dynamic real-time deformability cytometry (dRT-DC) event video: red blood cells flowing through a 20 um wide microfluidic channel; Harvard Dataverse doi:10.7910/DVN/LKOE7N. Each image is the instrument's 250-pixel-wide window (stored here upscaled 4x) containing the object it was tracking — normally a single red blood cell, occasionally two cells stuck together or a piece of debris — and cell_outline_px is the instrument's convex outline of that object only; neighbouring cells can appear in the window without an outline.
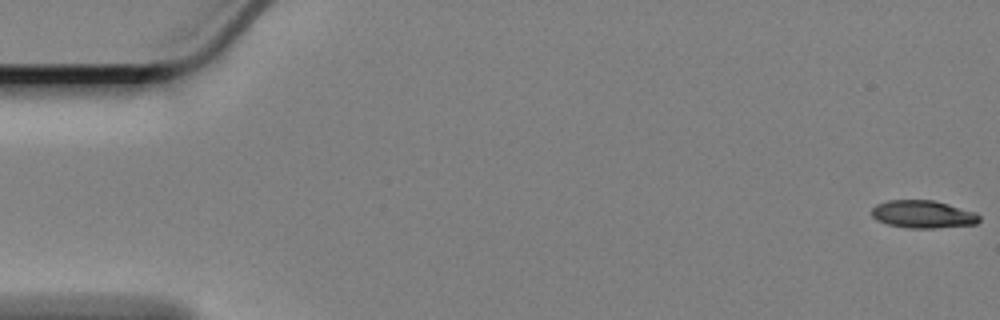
{"species": "Egyptian fruit bat (a non-hibernating species)", "species_latin": "Rousettus aegyptiacus", "temperature_condition": "cold", "stored_images_in_passage": 60, "camera_frame_rate_fps": 3000, "um_per_image_px": 0.085, "animal": {"sex": "female"}, "frame": {"image": 1, "passage_image": 1, "time_ms": 0.0, "image_size_px": [1000, 320], "cell_outline_px": [[980, 220], [976, 224], [932, 228], [908, 228], [888, 224], [876, 220], [872, 216], [872, 208], [876, 204], [888, 200], [932, 200], [948, 204], [976, 212], [980, 216]], "centroid_in_image_um": [78.44, 18.21], "position_along_channel_um": 6.6, "area_um2": 17.34}}
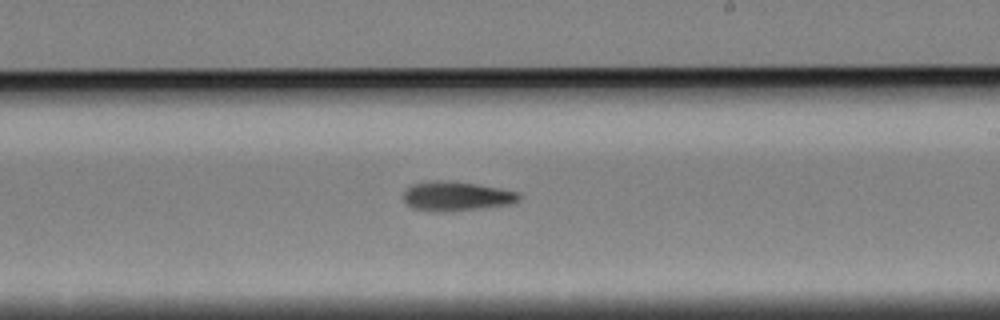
{"frame": {"image": 2, "passage_image": 35, "time_ms": 11.333, "image_size_px": [1000, 320], "cell_outline_px": [[520, 200], [508, 204], [476, 208], [412, 208], [404, 200], [404, 192], [412, 184], [432, 180], [444, 180], [476, 184], [500, 188], [520, 192]], "centroid_in_image_um": [38.84, 16.6], "position_along_channel_um": 250.2, "area_um2": 18.55}}
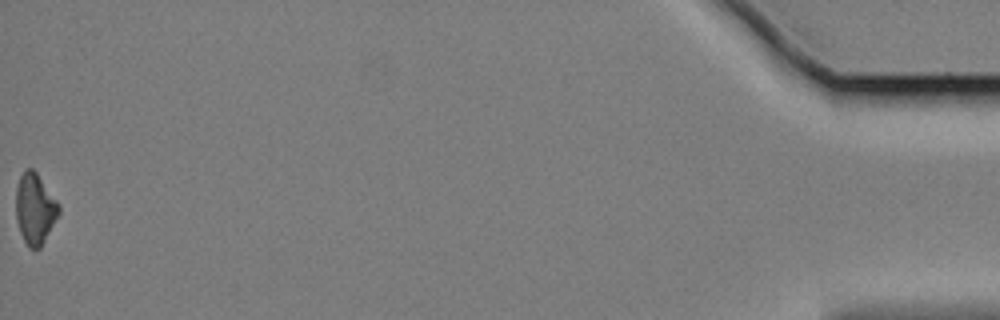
{"frame": {"image": 3, "passage_image": 60, "time_ms": 19.667, "image_size_px": [1000, 320], "cell_outline_px": [[60, 212], [40, 248], [28, 248], [20, 232], [16, 220], [16, 188], [20, 176], [24, 168], [32, 168], [36, 172], [60, 204]], "centroid_in_image_um": [2.96, 17.72], "position_along_channel_um": 432.2, "area_um2": 17.69}, "authors_computed_cell_mechanics": {"area_um2": 18.6983, "velocity_mm_per_s": 3.3614, "shape_relaxation_time_tau1_ms": 4.8035, "shape_relaxation_time_tau2_ms": 9.5856, "deformation_change_tau1": 0.1456, "deformation_change_tau2": 0.1941}}